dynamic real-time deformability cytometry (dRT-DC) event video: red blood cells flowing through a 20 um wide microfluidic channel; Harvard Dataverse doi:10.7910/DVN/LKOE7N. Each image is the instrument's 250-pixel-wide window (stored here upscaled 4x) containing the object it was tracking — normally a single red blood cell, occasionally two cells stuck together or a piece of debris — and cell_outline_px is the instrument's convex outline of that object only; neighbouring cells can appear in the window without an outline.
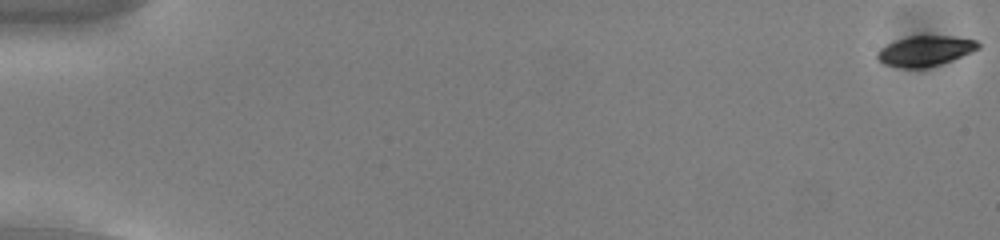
{"species": "common noctule bat (a hibernating species)", "species_latin": "Nyctalus noctula", "temperature_condition": "cold", "stored_images_in_passage": 56, "camera_frame_rate_fps": 3000, "um_per_image_px": 0.085, "animal": {"sex": "male", "body_mass_g": 13.0, "forearm_length_mm": 53.1}, "frame": {"image": 1, "passage_image": 1, "time_ms": 0.0, "image_size_px": [1000, 240], "cell_outline_px": [[980, 48], [972, 52], [952, 60], [940, 64], [924, 68], [900, 68], [884, 64], [876, 60], [876, 52], [880, 48], [896, 40], [912, 36], [952, 36], [976, 40], [980, 44]], "centroid_in_image_um": [78.62, 4.34], "position_along_channel_um": 6.4, "area_um2": 17.86}}
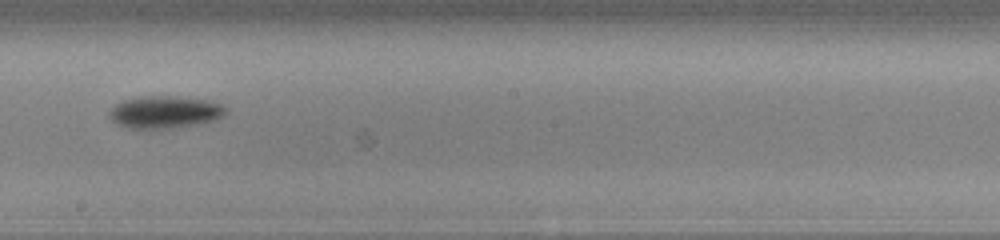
{"frame": {"image": 2, "passage_image": 33, "time_ms": 10.667, "image_size_px": [1000, 240], "cell_outline_px": [[228, 112], [224, 116], [216, 120], [196, 124], [172, 128], [128, 128], [116, 124], [108, 116], [108, 112], [116, 104], [124, 100], [140, 96], [172, 96], [208, 100], [220, 104]], "centroid_in_image_um": [14.0, 9.53], "position_along_channel_um": 234.2, "area_um2": 21.91}}
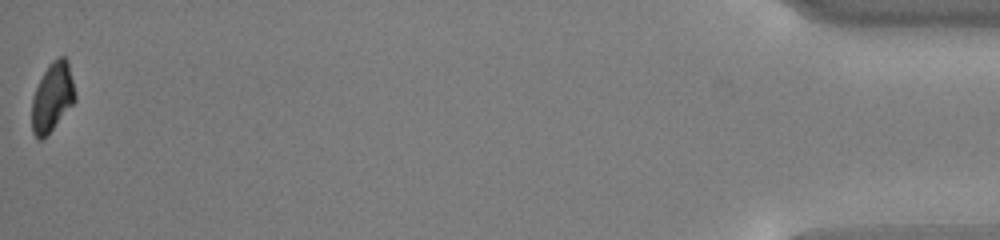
{"frame": {"image": 3, "passage_image": 56, "time_ms": 18.333, "image_size_px": [1000, 240], "cell_outline_px": [[76, 100], [52, 128], [40, 140], [32, 132], [32, 96], [48, 64], [52, 60], [60, 56], [64, 56], [68, 60], [76, 96]], "centroid_in_image_um": [4.45, 8.2], "position_along_channel_um": 430.7, "area_um2": 17.05}, "authors_computed_cell_mechanics": {"area_um2": 18.8139, "velocity_mm_per_s": 3.7888, "shape_relaxation_time_tau1_ms": 1.5886, "shape_relaxation_time_tau2_ms": null, "deformation_change_tau1": 0.1036, "deformation_change_tau2": null}}